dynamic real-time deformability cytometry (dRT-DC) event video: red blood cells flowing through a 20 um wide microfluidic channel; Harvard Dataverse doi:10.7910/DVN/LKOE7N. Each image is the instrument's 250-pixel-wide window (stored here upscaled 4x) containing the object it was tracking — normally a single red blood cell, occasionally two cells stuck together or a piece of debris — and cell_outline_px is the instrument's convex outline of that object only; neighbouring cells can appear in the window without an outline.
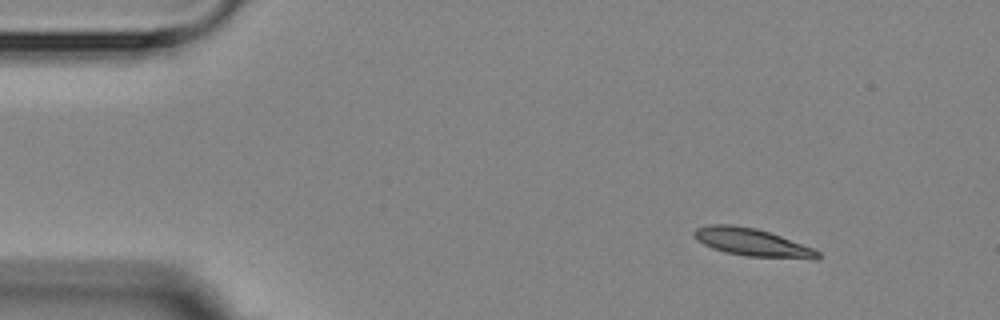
{"species": "Egyptian fruit bat (a non-hibernating species)", "species_latin": "Rousettus aegyptiacus", "temperature_condition": "room temperature", "stored_images_in_passage": 9, "camera_frame_rate_fps": 3000, "um_per_image_px": 0.085, "animal": {"sex": "female"}, "frame": {"image": 1, "passage_image": 1, "time_ms": 0.0, "image_size_px": [1000, 320], "cell_outline_px": [[820, 256], [816, 260], [812, 260], [748, 256], [724, 252], [712, 248], [696, 240], [692, 232], [696, 228], [708, 224], [732, 224], [756, 228], [780, 236], [812, 248], [820, 252]], "centroid_in_image_um": [63.92, 20.61], "position_along_channel_um": 21.1, "area_um2": 20.11}}
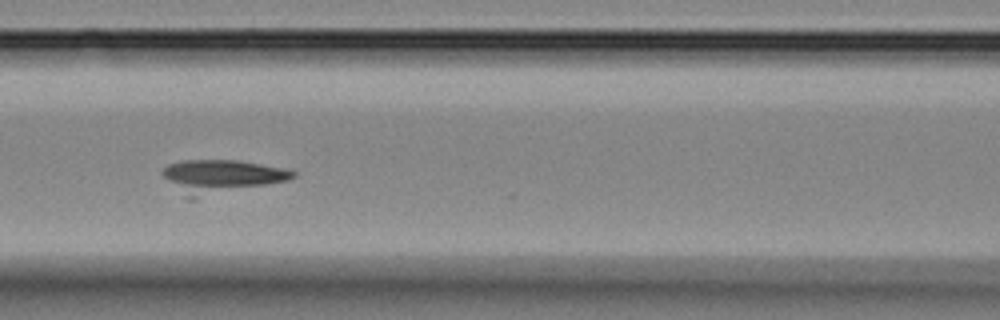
{"frame": {"image": 2, "passage_image": 6, "time_ms": 5.667, "image_size_px": [1000, 320], "cell_outline_px": [[296, 176], [288, 180], [192, 200], [168, 180], [160, 172], [168, 164], [184, 160], [236, 160], [260, 164], [280, 168], [296, 172]], "centroid_in_image_um": [18.8, 15.0], "position_along_channel_um": 147.8, "area_um2": 24.91}}
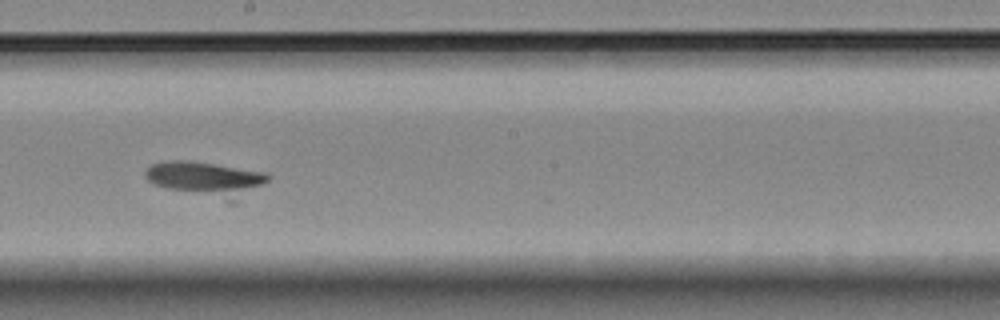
{"frame": {"image": 3, "passage_image": 8, "time_ms": 8.0, "image_size_px": [1000, 320], "cell_outline_px": [[272, 176], [264, 184], [236, 204], [232, 204], [152, 184], [144, 176], [144, 172], [152, 164], [160, 160], [188, 160], [264, 172]], "centroid_in_image_um": [17.55, 15.25], "position_along_channel_um": 230.7, "area_um2": 25.43}}